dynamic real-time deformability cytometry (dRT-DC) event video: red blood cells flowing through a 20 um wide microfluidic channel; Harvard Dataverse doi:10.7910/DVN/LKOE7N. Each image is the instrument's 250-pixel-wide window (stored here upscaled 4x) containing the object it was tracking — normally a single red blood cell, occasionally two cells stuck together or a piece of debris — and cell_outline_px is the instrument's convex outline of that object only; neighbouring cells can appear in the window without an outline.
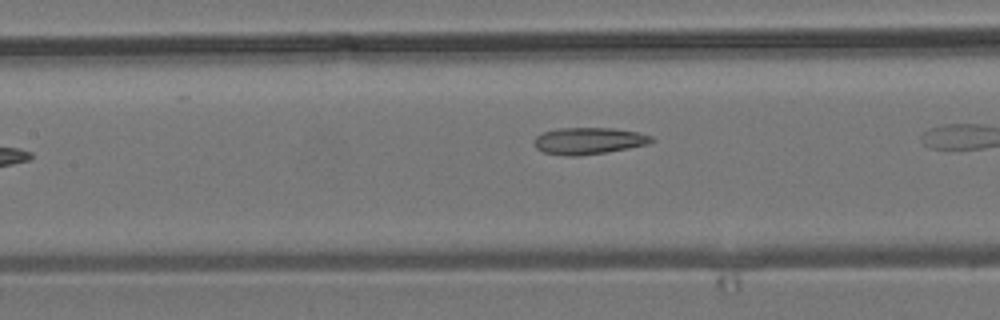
{"species": "common noctule bat (a hibernating species)", "species_latin": "Nyctalus noctula", "temperature_condition": "room temperature", "stored_images_in_passage": 6, "camera_frame_rate_fps": 3000, "um_per_image_px": 0.085, "animal": {"sex": "male", "body_mass_g": 19.2, "forearm_length_mm": 51.8}, "frame": {"image": 1, "passage_image": 5, "time_ms": 5.333, "image_size_px": [1000, 320], "cell_outline_px": [[656, 140], [648, 144], [628, 148], [604, 152], [576, 156], [568, 156], [544, 152], [536, 148], [532, 140], [536, 136], [544, 132], [556, 128], [612, 128], [636, 132], [652, 136]], "centroid_in_image_um": [50.01, 11.96], "position_along_channel_um": 157.4, "area_um2": 18.21}}